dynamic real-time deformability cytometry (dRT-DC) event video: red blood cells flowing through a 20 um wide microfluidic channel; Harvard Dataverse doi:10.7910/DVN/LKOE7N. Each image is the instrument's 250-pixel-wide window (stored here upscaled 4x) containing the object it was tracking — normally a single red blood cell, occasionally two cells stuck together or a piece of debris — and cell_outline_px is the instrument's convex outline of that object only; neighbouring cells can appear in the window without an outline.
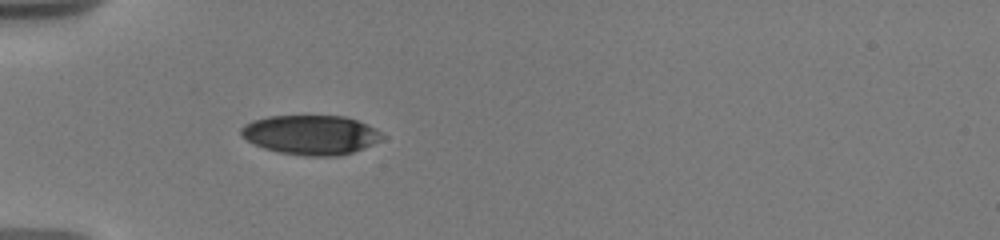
{"species": "human", "species_latin": "Homo sapiens", "temperature_condition": "warm", "stored_images_in_passage": 51, "camera_frame_rate_fps": 3000, "um_per_image_px": 0.085, "donor": {"sex": "male"}, "frame": {"image": 1, "passage_image": 1, "time_ms": 0.0, "image_size_px": [1000, 240], "cell_outline_px": [[384, 136], [380, 140], [372, 144], [352, 152], [340, 156], [304, 156], [280, 152], [264, 148], [248, 140], [240, 132], [240, 128], [244, 124], [252, 120], [268, 116], [344, 116], [356, 120], [380, 132]], "centroid_in_image_um": [26.39, 11.46], "position_along_channel_um": 58.6, "area_um2": 32.08}}
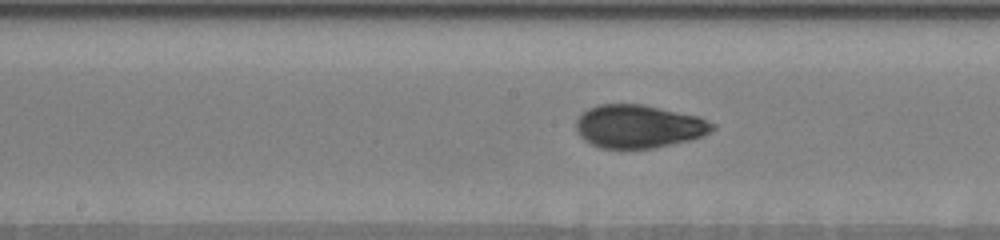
{"frame": {"image": 2, "passage_image": 23, "time_ms": 4.0, "image_size_px": [1000, 240], "cell_outline_px": [[716, 128], [704, 136], [692, 140], [652, 148], [600, 148], [584, 140], [576, 132], [576, 120], [588, 108], [600, 104], [644, 104], [700, 116], [716, 124]], "centroid_in_image_um": [54.33, 10.74], "position_along_channel_um": 193.9, "area_um2": 34.62}}
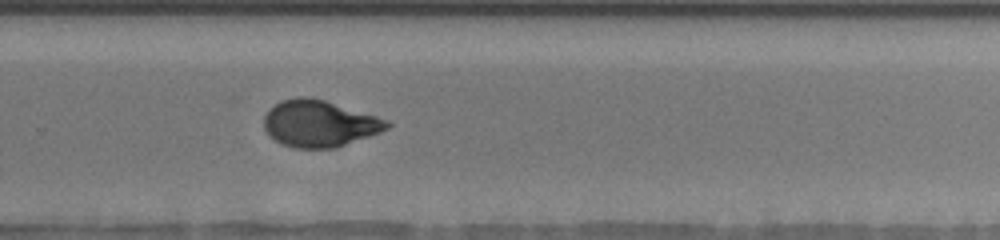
{"frame": {"image": 3, "passage_image": 42, "time_ms": 7.0, "image_size_px": [1000, 240], "cell_outline_px": [[392, 124], [388, 128], [380, 132], [336, 148], [292, 148], [280, 144], [268, 136], [264, 128], [264, 116], [268, 108], [280, 100], [300, 96], [308, 96], [324, 100], [376, 116], [388, 120]], "centroid_in_image_um": [27.09, 10.5], "position_along_channel_um": 302.7, "area_um2": 33.7}}